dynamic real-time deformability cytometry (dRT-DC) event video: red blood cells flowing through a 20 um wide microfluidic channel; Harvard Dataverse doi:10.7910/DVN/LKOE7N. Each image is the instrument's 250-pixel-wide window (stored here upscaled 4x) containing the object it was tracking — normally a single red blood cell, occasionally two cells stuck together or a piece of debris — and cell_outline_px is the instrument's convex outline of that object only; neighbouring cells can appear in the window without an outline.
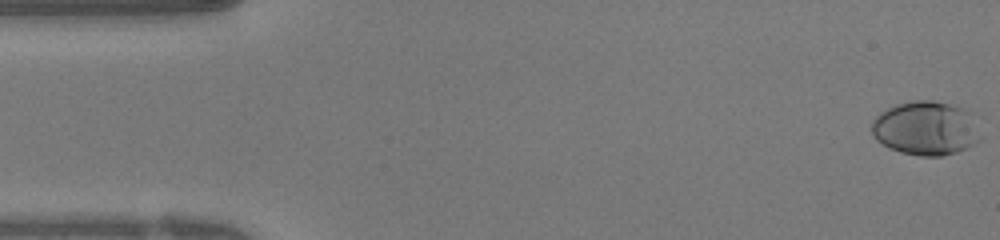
{"species": "human", "species_latin": "Homo sapiens", "temperature_condition": "warm", "stored_images_in_passage": 50, "camera_frame_rate_fps": 3000, "um_per_image_px": 0.085, "donor": {"sex": "female"}, "frame": {"image": 1, "passage_image": 1, "time_ms": 0.0, "image_size_px": [1000, 240], "cell_outline_px": [[980, 140], [976, 144], [968, 148], [956, 152], [940, 156], [920, 156], [900, 152], [888, 148], [876, 140], [872, 136], [872, 120], [880, 112], [896, 104], [912, 100], [932, 100], [968, 108], [972, 112], [980, 136]], "centroid_in_image_um": [78.7, 10.9], "position_along_channel_um": 6.3, "area_um2": 34.8}}
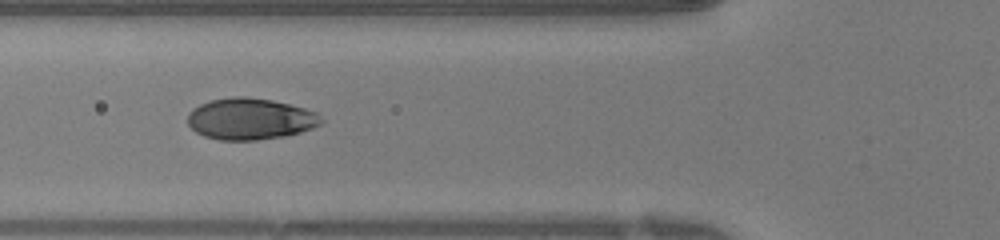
{"frame": {"image": 2, "passage_image": 18, "time_ms": 5.667, "image_size_px": [1000, 240], "cell_outline_px": [[324, 120], [320, 124], [312, 128], [300, 132], [284, 136], [256, 140], [220, 140], [204, 136], [196, 132], [188, 124], [188, 112], [192, 108], [200, 104], [212, 100], [232, 96], [244, 96], [272, 100], [304, 108], [316, 112]], "centroid_in_image_um": [21.25, 10.1], "position_along_channel_um": 104.5, "area_um2": 32.25}}
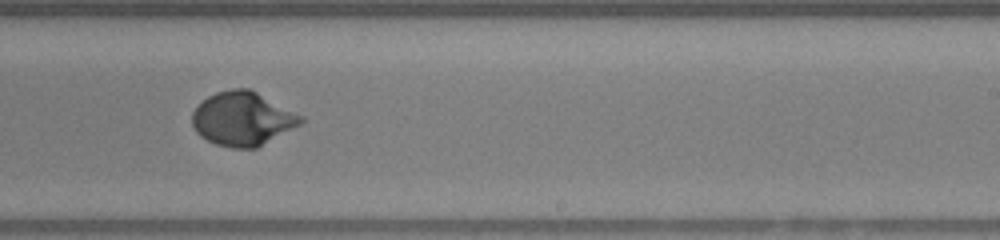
{"frame": {"image": 3, "passage_image": 30, "time_ms": 9.667, "image_size_px": [1000, 240], "cell_outline_px": [[308, 120], [256, 148], [232, 148], [216, 144], [200, 136], [196, 132], [192, 124], [192, 112], [208, 96], [216, 92], [232, 88], [248, 88], [304, 116]], "centroid_in_image_um": [20.63, 10.09], "position_along_channel_um": 268.4, "area_um2": 33.93}, "authors_computed_cell_mechanics": {"area_um2": 32.6281, "velocity_mm_per_s": 4.0977, "shape_relaxation_time_tau1_ms": 3.8228, "shape_relaxation_time_tau2_ms": null, "deformation_change_tau1": 0.2179, "deformation_change_tau2": null}}